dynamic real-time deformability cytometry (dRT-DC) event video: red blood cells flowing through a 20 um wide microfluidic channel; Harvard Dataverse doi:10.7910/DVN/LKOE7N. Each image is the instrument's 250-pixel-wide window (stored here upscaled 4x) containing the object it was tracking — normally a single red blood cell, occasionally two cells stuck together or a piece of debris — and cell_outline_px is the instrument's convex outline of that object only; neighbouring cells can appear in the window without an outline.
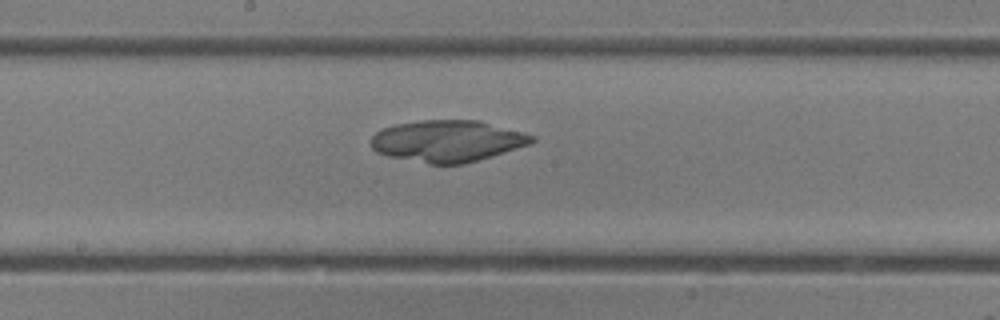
{"species": "common noctule bat (a hibernating species)", "species_latin": "Nyctalus noctula", "temperature_condition": "room temperature", "stored_images_in_passage": 25, "camera_frame_rate_fps": 3000, "um_per_image_px": 0.085, "animal": {"sex": "female"}, "frame": {"image": 1, "passage_image": 13, "time_ms": 4.0, "image_size_px": [1000, 320], "cell_outline_px": [[536, 140], [528, 144], [464, 164], [428, 164], [388, 156], [376, 152], [372, 148], [372, 136], [376, 132], [384, 128], [396, 124], [420, 120], [480, 120], [524, 132], [536, 136]], "centroid_in_image_um": [38.02, 11.98], "position_along_channel_um": 210.2, "area_um2": 38.84}}
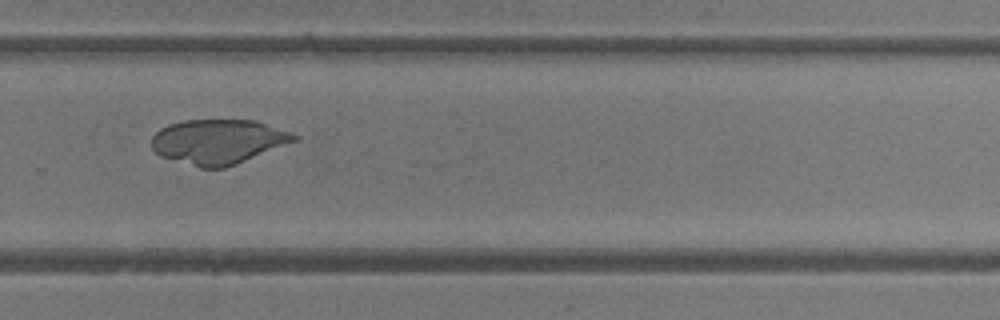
{"frame": {"image": 2, "passage_image": 19, "time_ms": 6.0, "image_size_px": [1000, 320], "cell_outline_px": [[296, 140], [236, 164], [224, 168], [200, 168], [160, 156], [152, 148], [152, 136], [160, 128], [168, 124], [184, 120], [256, 120], [288, 132], [296, 136]], "centroid_in_image_um": [18.48, 12.04], "position_along_channel_um": 311.3, "area_um2": 36.7}}
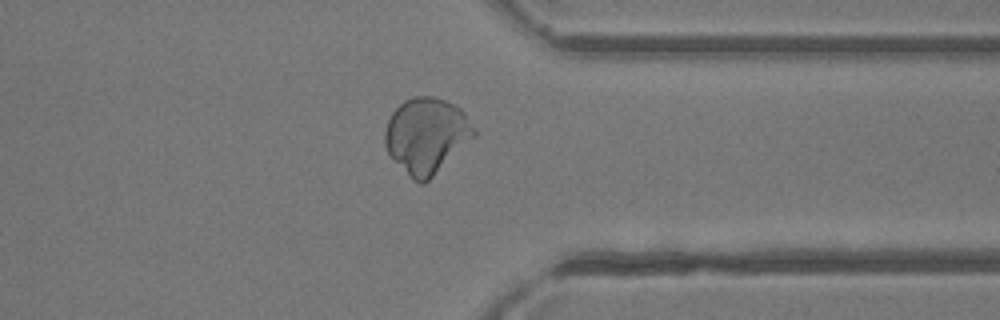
{"frame": {"image": 3, "passage_image": 23, "time_ms": 7.333, "image_size_px": [1000, 320], "cell_outline_px": [[476, 136], [424, 184], [420, 184], [412, 180], [388, 152], [384, 144], [384, 132], [388, 120], [392, 112], [404, 100], [412, 96], [432, 96], [456, 104], [464, 112], [476, 128]], "centroid_in_image_um": [36.26, 11.5], "position_along_channel_um": 375.1, "area_um2": 39.3}}